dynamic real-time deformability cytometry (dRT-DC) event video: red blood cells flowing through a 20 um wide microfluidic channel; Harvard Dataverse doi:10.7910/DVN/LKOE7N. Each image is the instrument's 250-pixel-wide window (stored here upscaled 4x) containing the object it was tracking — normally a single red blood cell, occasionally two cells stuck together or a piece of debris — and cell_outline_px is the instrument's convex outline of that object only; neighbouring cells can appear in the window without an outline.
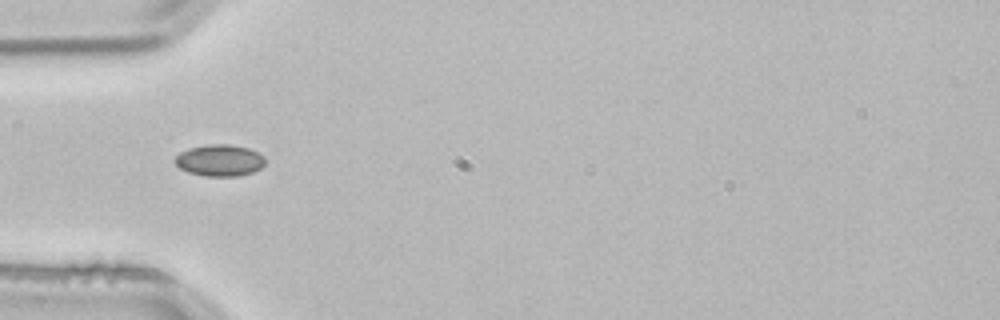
{"species": "common noctule bat (a hibernating species)", "species_latin": "Nyctalus noctula", "temperature_condition": "room temperature", "stored_images_in_passage": 2, "camera_frame_rate_fps": 3000, "um_per_image_px": 0.085, "animal": {"sex": "male", "body_mass_g": 21.5, "forearm_length_mm": 52.0}, "frame": {"image": 1, "passage_image": 2, "time_ms": 0.333, "image_size_px": [1000, 320], "cell_outline_px": [[264, 164], [260, 168], [252, 172], [236, 176], [204, 176], [188, 172], [180, 168], [172, 160], [180, 152], [188, 148], [208, 144], [228, 144], [248, 148], [264, 156]], "centroid_in_image_um": [18.63, 13.62], "position_along_channel_um": 66.4, "area_um2": 16.59}}